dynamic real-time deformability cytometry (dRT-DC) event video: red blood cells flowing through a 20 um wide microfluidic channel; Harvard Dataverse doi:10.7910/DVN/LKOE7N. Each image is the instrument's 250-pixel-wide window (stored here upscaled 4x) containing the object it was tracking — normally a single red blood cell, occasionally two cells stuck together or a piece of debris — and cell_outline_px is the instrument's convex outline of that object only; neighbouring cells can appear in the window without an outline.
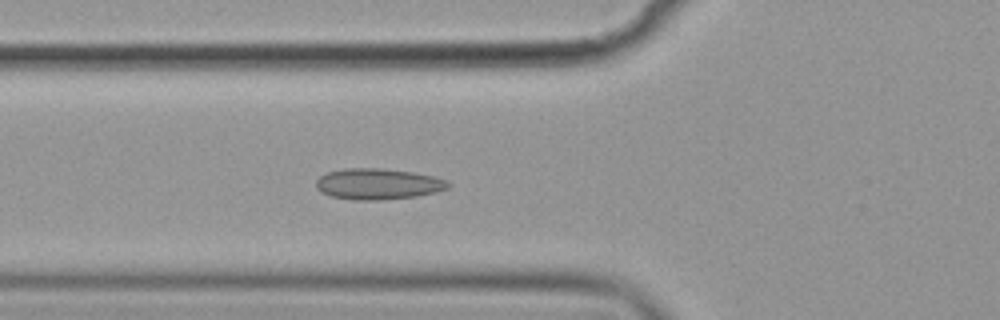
{"species": "common noctule bat (a hibernating species)", "species_latin": "Nyctalus noctula", "temperature_condition": "cold", "stored_images_in_passage": 57, "camera_frame_rate_fps": 3000, "um_per_image_px": 0.085, "animal": {"sex": "female", "body_mass_g": 19.9}, "frame": {"image": 1, "passage_image": 21, "time_ms": 6.667, "image_size_px": [1000, 320], "cell_outline_px": [[448, 188], [416, 196], [380, 200], [352, 200], [332, 196], [320, 192], [316, 188], [316, 180], [320, 176], [328, 172], [344, 168], [380, 168], [412, 172], [432, 176], [444, 180], [448, 184]], "centroid_in_image_um": [32.05, 15.64], "position_along_channel_um": 93.8, "area_um2": 23.58}}
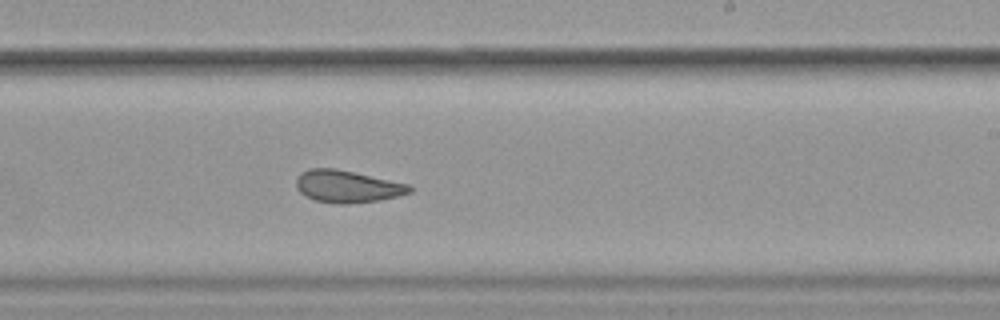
{"frame": {"image": 2, "passage_image": 35, "time_ms": 11.333, "image_size_px": [1000, 320], "cell_outline_px": [[412, 192], [380, 200], [348, 204], [340, 204], [316, 200], [304, 196], [296, 188], [296, 176], [300, 172], [308, 168], [336, 168], [412, 184]], "centroid_in_image_um": [29.52, 15.83], "position_along_channel_um": 259.5, "area_um2": 21.62}}
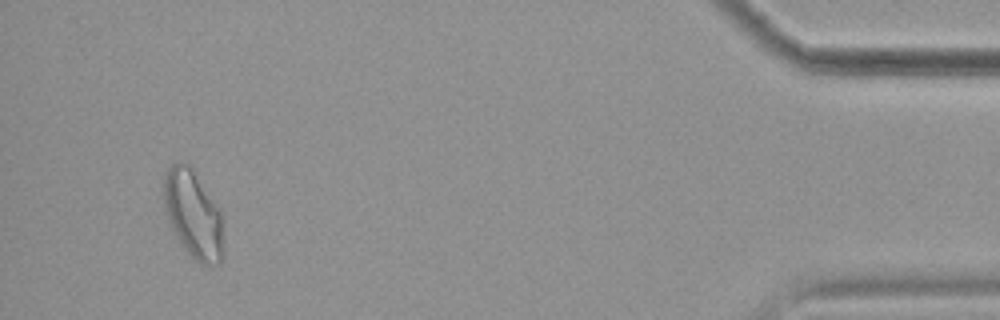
{"frame": {"image": 3, "passage_image": 54, "time_ms": 17.667, "image_size_px": [1000, 320], "cell_outline_px": [[220, 264], [200, 264], [188, 252], [176, 236], [168, 220], [164, 204], [164, 172], [176, 160], [180, 160], [188, 164], [220, 212]], "centroid_in_image_um": [16.34, 18.16], "position_along_channel_um": 418.9, "area_um2": 29.13}, "authors_computed_cell_mechanics": {"area_um2": 23.2934, "velocity_mm_per_s": 3.5615, "shape_relaxation_time_tau1_ms": null, "shape_relaxation_time_tau2_ms": 2.1774, "deformation_change_tau1": null, "deformation_change_tau2": 0.0734}}